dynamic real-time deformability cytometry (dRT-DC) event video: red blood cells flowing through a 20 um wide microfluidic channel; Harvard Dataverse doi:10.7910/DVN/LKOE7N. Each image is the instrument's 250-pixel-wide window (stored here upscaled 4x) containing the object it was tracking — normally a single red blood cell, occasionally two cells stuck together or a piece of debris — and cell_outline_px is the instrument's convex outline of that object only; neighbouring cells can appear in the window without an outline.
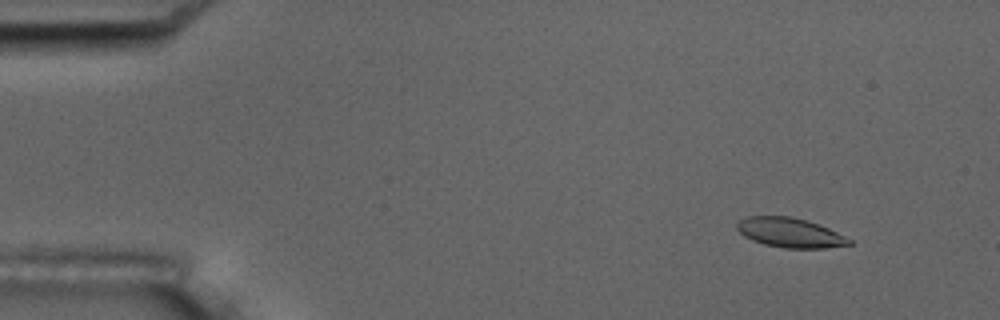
{"species": "common noctule bat (a hibernating species)", "species_latin": "Nyctalus noctula", "temperature_condition": "room temperature", "stored_images_in_passage": 53, "camera_frame_rate_fps": 3000, "um_per_image_px": 0.085, "animal": {"sex": "male", "body_mass_g": 17.5, "forearm_length_mm": 52.3}, "frame": {"image": 1, "passage_image": 3, "time_ms": 0.667, "image_size_px": [1000, 320], "cell_outline_px": [[852, 244], [824, 248], [784, 248], [764, 244], [752, 240], [744, 236], [736, 228], [736, 224], [740, 220], [748, 216], [792, 216], [828, 228], [852, 240]], "centroid_in_image_um": [67.12, 19.78], "position_along_channel_um": 17.9, "area_um2": 19.13}}
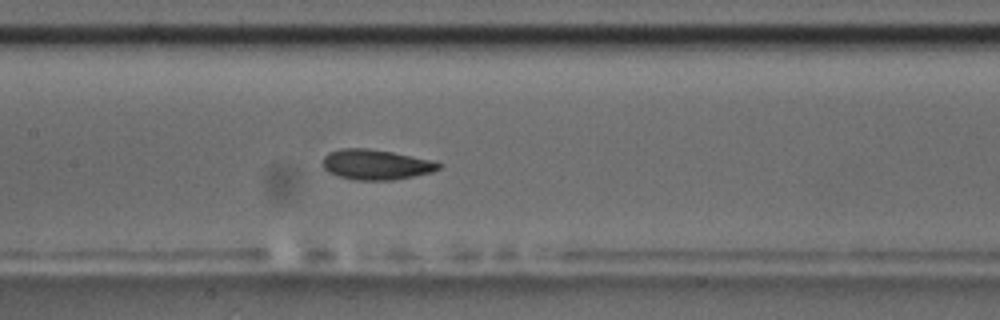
{"frame": {"image": 2, "passage_image": 24, "time_ms": 7.667, "image_size_px": [1000, 320], "cell_outline_px": [[444, 164], [440, 168], [432, 172], [392, 180], [356, 180], [340, 176], [328, 172], [324, 168], [324, 156], [328, 152], [340, 148], [368, 148], [392, 152], [436, 160]], "centroid_in_image_um": [32.0, 13.97], "position_along_channel_um": 175.4, "area_um2": 20.52}}
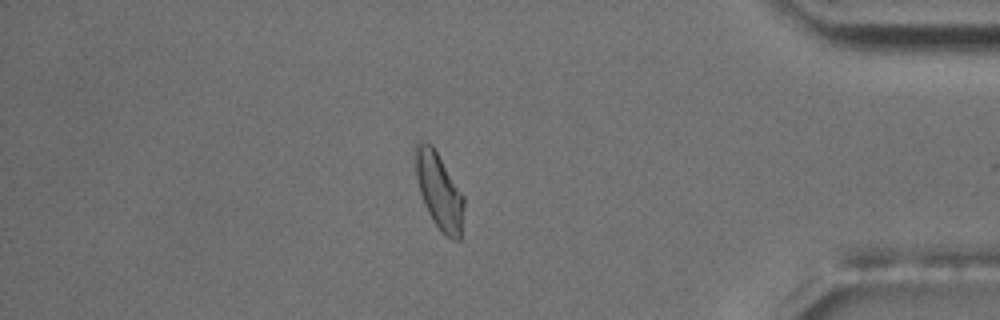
{"frame": {"image": 3, "passage_image": 45, "time_ms": 14.667, "image_size_px": [1000, 320], "cell_outline_px": [[464, 204], [460, 240], [452, 240], [444, 236], [440, 232], [432, 220], [424, 204], [420, 192], [416, 176], [412, 152], [412, 148], [416, 140], [420, 136], [432, 144], [464, 196]], "centroid_in_image_um": [37.26, 16.14], "position_along_channel_um": 397.9, "area_um2": 22.31}, "authors_computed_cell_mechanics": {"area_um2": 20.3456, "velocity_mm_per_s": 3.6647, "shape_relaxation_time_tau1_ms": 3.303, "shape_relaxation_time_tau2_ms": 1.8682, "deformation_change_tau1": 0.1429, "deformation_change_tau2": 0.084}}